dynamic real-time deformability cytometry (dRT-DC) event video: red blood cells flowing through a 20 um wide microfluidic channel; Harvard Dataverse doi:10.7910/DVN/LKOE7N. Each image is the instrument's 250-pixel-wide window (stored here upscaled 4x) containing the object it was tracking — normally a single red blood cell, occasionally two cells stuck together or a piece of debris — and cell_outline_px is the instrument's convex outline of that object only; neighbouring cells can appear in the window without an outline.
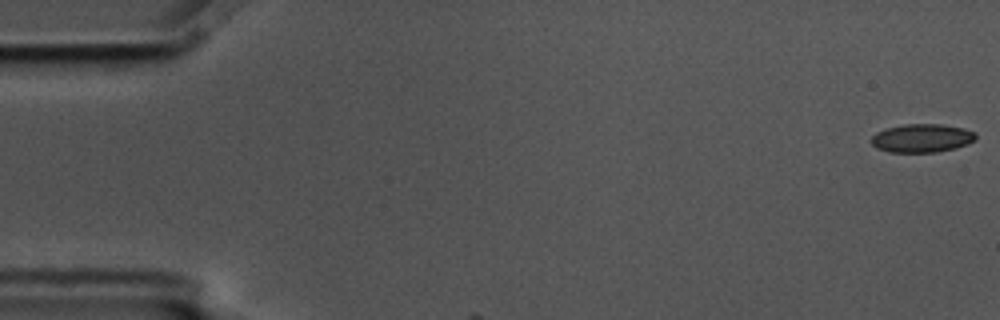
{"species": "common noctule bat (a hibernating species)", "species_latin": "Nyctalus noctula", "temperature_condition": "cold", "stored_images_in_passage": 5, "camera_frame_rate_fps": 3000, "um_per_image_px": 0.085, "animal": {"sex": "male", "body_mass_g": 17.5, "forearm_length_mm": 52.3}, "frame": {"image": 1, "passage_image": 1, "time_ms": 0.0, "image_size_px": [1000, 320], "cell_outline_px": [[976, 140], [968, 144], [956, 148], [936, 152], [888, 152], [876, 148], [872, 144], [872, 136], [876, 132], [884, 128], [904, 124], [940, 124], [964, 128], [976, 132]], "centroid_in_image_um": [78.37, 11.74], "position_along_channel_um": 6.6, "area_um2": 17.51}}